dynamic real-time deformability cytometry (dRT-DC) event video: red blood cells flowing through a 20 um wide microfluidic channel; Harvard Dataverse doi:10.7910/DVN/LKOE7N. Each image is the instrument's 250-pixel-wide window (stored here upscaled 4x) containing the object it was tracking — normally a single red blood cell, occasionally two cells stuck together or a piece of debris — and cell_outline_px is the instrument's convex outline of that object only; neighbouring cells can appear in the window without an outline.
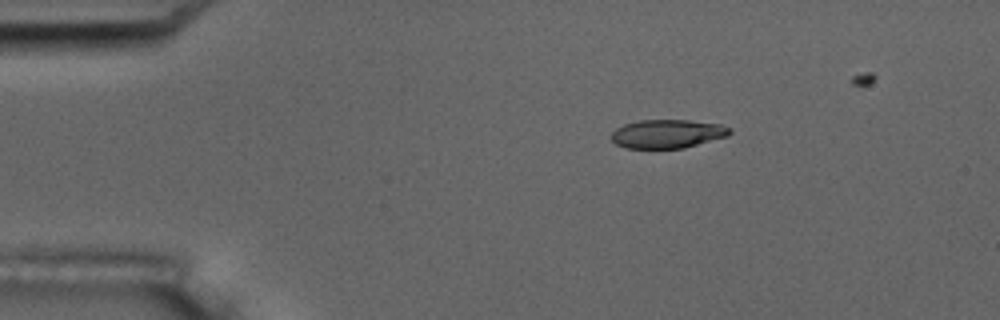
{"species": "common noctule bat (a hibernating species)", "species_latin": "Nyctalus noctula", "temperature_condition": "room temperature", "stored_images_in_passage": 7, "camera_frame_rate_fps": 3000, "um_per_image_px": 0.085, "animal": {"sex": "male", "body_mass_g": 17.5, "forearm_length_mm": 52.3}, "frame": {"image": 1, "passage_image": 4, "time_ms": 3.333, "image_size_px": [1000, 320], "cell_outline_px": [[732, 132], [728, 136], [684, 148], [628, 148], [616, 144], [612, 140], [612, 132], [616, 128], [624, 124], [640, 120], [688, 120], [720, 124], [732, 128]], "centroid_in_image_um": [56.76, 11.37], "position_along_channel_um": 28.2, "area_um2": 19.77}}